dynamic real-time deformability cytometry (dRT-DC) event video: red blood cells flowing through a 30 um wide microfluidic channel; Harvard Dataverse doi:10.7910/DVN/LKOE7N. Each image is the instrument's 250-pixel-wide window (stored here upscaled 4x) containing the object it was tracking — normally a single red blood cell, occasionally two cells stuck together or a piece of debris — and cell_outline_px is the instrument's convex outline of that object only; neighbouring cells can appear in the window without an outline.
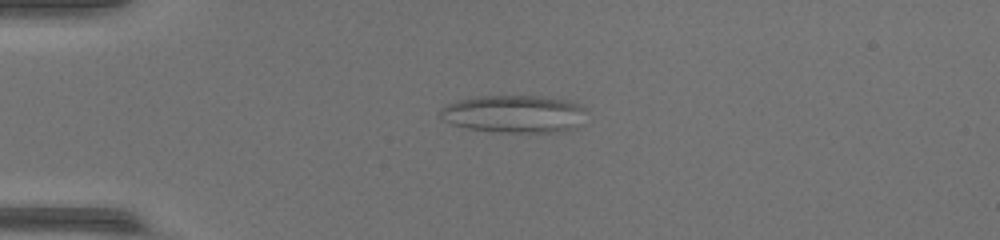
{"species": "common noctule bat (a hibernating species)", "species_latin": "Nyctalus noctula", "temperature_condition": "warm", "stored_images_in_passage": 53, "camera_frame_rate_fps": 3000, "um_per_image_px": 0.085, "animal": {"sex": "female", "body_mass_g": 17.0, "forearm_length_mm": 48.0}, "frame": {"image": 1, "passage_image": 14, "time_ms": 4.333, "image_size_px": [1000, 240], "cell_outline_px": [[584, 108], [576, 128], [564, 132], [508, 132], [468, 128], [452, 124], [444, 120], [440, 116], [440, 108], [456, 100], [476, 96], [536, 96], [568, 100]], "centroid_in_image_um": [43.65, 9.68], "position_along_channel_um": 41.4, "area_um2": 31.62}}
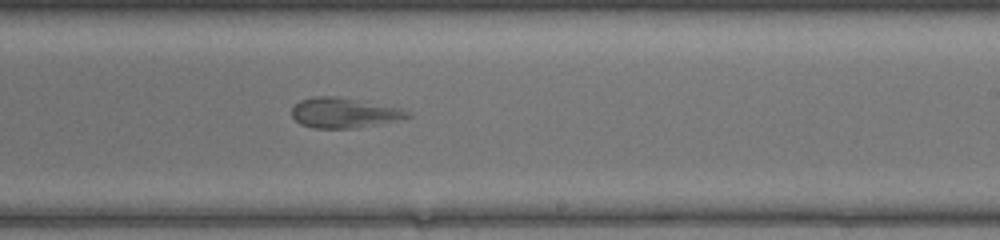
{"frame": {"image": 2, "passage_image": 33, "time_ms": 10.667, "image_size_px": [1000, 240], "cell_outline_px": [[412, 116], [396, 120], [352, 128], [312, 128], [300, 124], [292, 116], [292, 108], [300, 100], [312, 96], [336, 96], [404, 108]], "centroid_in_image_um": [29.21, 9.57], "position_along_channel_um": 259.8, "area_um2": 20.17}}
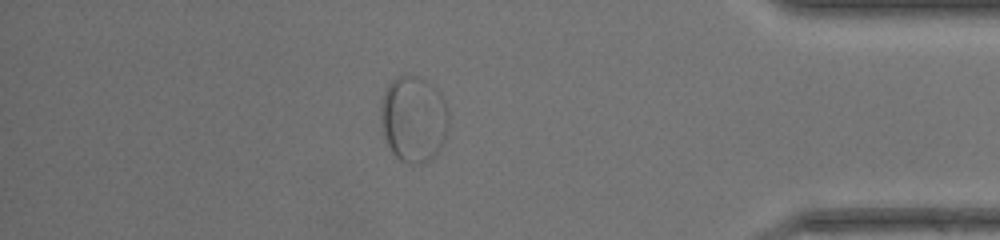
{"frame": {"image": 3, "passage_image": 46, "time_ms": 15.0, "image_size_px": [1000, 240], "cell_outline_px": [[448, 128], [444, 140], [440, 148], [432, 160], [424, 164], [408, 164], [400, 160], [392, 152], [384, 136], [380, 116], [380, 108], [384, 92], [388, 84], [396, 76], [420, 76], [428, 80], [440, 92], [444, 100], [448, 112]], "centroid_in_image_um": [35.17, 10.12], "position_along_channel_um": 400.0, "area_um2": 34.56}}